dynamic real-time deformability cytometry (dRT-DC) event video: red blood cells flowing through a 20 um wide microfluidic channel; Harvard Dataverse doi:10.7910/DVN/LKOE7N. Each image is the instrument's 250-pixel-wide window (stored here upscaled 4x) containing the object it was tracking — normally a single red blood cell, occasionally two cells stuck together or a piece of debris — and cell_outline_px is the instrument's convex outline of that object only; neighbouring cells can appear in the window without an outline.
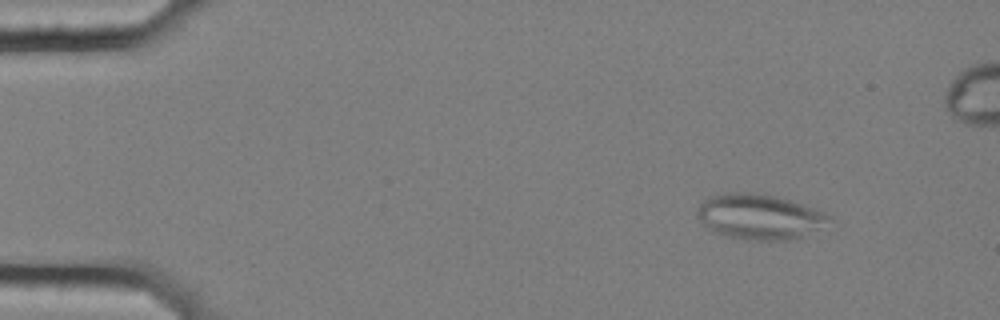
{"species": "common noctule bat (a hibernating species)", "species_latin": "Nyctalus noctula", "temperature_condition": "cold", "stored_images_in_passage": 14, "camera_frame_rate_fps": 3000, "um_per_image_px": 0.085, "animal": {"sex": "female", "body_mass_g": 25.1}, "frame": {"image": 1, "passage_image": 7, "time_ms": 2.0, "image_size_px": [1000, 320], "cell_outline_px": [[832, 220], [800, 236], [788, 240], [748, 240], [728, 236], [716, 232], [704, 224], [696, 216], [696, 208], [704, 200], [712, 196], [724, 192], [756, 192], [776, 196], [824, 212], [832, 216]], "centroid_in_image_um": [64.49, 18.4], "position_along_channel_um": 20.5, "area_um2": 34.28}}